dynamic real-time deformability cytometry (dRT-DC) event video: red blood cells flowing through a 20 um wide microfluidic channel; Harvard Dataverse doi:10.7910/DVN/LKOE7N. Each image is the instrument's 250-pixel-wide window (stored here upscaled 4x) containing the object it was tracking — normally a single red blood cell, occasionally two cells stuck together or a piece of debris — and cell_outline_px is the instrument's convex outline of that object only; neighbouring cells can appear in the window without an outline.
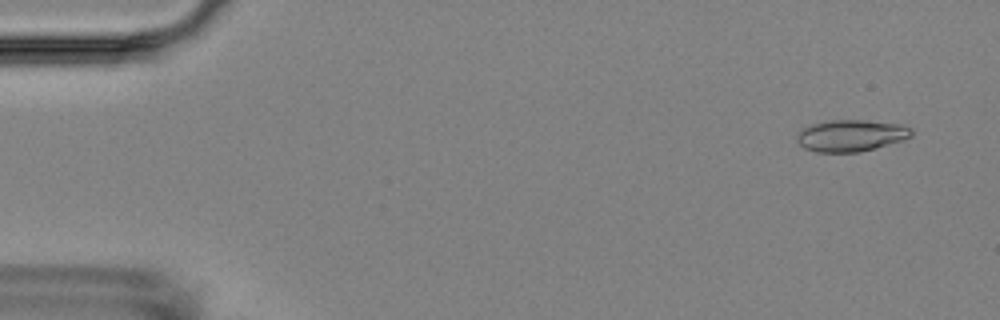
{"species": "Egyptian fruit bat (a non-hibernating species)", "species_latin": "Rousettus aegyptiacus", "temperature_condition": "room temperature", "stored_images_in_passage": 6, "camera_frame_rate_fps": 3000, "um_per_image_px": 0.085, "animal": {"sex": "female"}, "frame": {"image": 1, "passage_image": 2, "time_ms": 1.0, "image_size_px": [1000, 320], "cell_outline_px": [[912, 136], [904, 140], [860, 152], [816, 152], [804, 148], [796, 140], [796, 136], [804, 128], [812, 124], [832, 120], [864, 120], [900, 124], [912, 128]], "centroid_in_image_um": [72.35, 11.53], "position_along_channel_um": 12.6, "area_um2": 21.1}}